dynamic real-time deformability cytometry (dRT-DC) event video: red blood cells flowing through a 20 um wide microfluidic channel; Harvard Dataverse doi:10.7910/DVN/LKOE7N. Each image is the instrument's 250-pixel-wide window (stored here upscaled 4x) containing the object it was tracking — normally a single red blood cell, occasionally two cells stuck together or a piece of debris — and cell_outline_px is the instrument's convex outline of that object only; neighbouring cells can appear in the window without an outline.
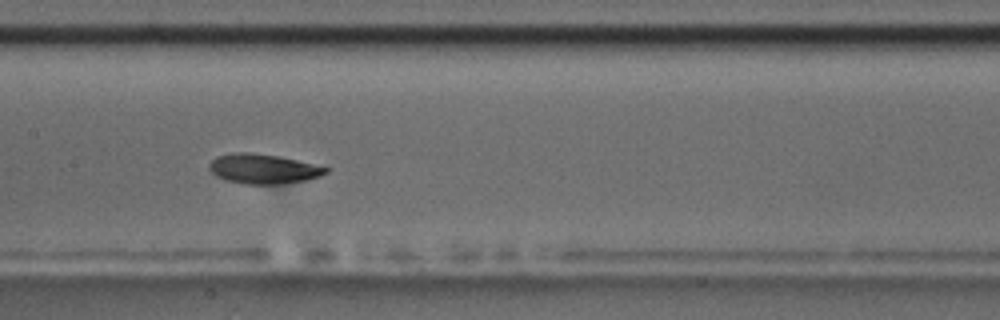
{"species": "common noctule bat (a hibernating species)", "species_latin": "Nyctalus noctula", "temperature_condition": "room temperature", "stored_images_in_passage": 30, "camera_frame_rate_fps": 3000, "um_per_image_px": 0.085, "animal": {"sex": "male", "body_mass_g": 17.5, "forearm_length_mm": 52.3}, "frame": {"image": 1, "passage_image": 13, "time_ms": 4.0, "image_size_px": [1000, 320], "cell_outline_px": [[328, 172], [320, 176], [308, 180], [280, 184], [244, 184], [228, 180], [216, 176], [208, 168], [208, 164], [216, 156], [236, 152], [248, 152], [276, 156], [296, 160], [328, 168]], "centroid_in_image_um": [22.35, 14.36], "position_along_channel_um": 185.1, "area_um2": 20.0}, "authors_computed_cell_mechanics": {"area_um2": 19.8254, "velocity_mm_per_s": 3.6403, "shape_relaxation_time_tau1_ms": 3.5671, "shape_relaxation_time_tau2_ms": 3.4094, "deformation_change_tau1": 0.1411, "deformation_change_tau2": 0.0458}}